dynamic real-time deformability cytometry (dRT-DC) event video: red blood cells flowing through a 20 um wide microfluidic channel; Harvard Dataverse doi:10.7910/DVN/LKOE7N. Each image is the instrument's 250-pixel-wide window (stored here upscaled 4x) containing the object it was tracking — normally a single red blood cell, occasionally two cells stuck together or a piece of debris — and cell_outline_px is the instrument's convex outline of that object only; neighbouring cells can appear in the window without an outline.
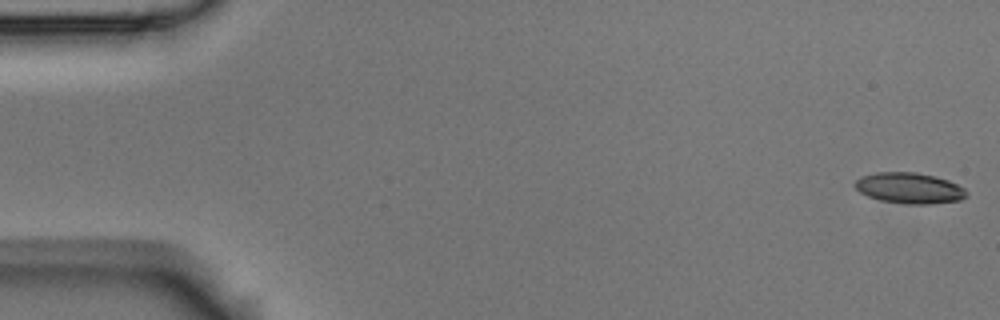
{"species": "Egyptian fruit bat (a non-hibernating species)", "species_latin": "Rousettus aegyptiacus", "temperature_condition": "room temperature", "stored_images_in_passage": 5, "camera_frame_rate_fps": 3000, "um_per_image_px": 0.085, "animal": {"sex": "male"}, "frame": {"image": 1, "passage_image": 1, "time_ms": 0.0, "image_size_px": [1000, 320], "cell_outline_px": [[968, 196], [960, 200], [928, 204], [908, 204], [880, 200], [868, 196], [860, 192], [852, 184], [856, 180], [864, 176], [876, 172], [916, 172], [948, 180], [964, 188], [968, 192]], "centroid_in_image_um": [77.3, 15.99], "position_along_channel_um": 7.7, "area_um2": 19.94}}
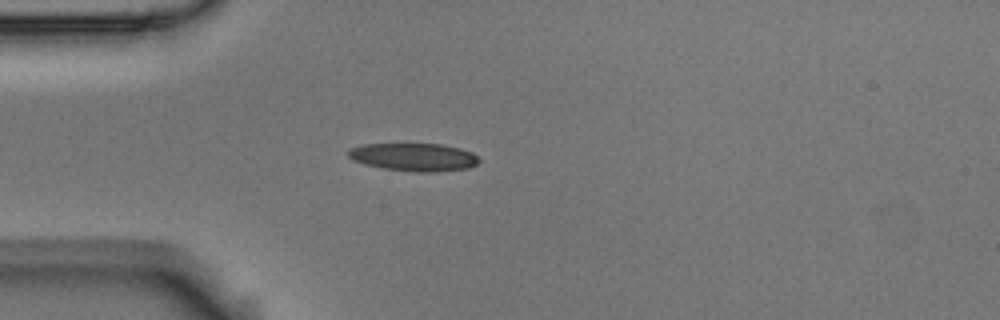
{"frame": {"image": 2, "passage_image": 5, "time_ms": 1.333, "image_size_px": [1000, 320], "cell_outline_px": [[480, 160], [476, 164], [468, 168], [432, 172], [416, 172], [384, 168], [364, 164], [352, 160], [348, 156], [348, 152], [352, 148], [360, 144], [440, 144], [460, 148], [472, 152]], "centroid_in_image_um": [35.17, 13.35], "position_along_channel_um": 49.8, "area_um2": 21.15}}